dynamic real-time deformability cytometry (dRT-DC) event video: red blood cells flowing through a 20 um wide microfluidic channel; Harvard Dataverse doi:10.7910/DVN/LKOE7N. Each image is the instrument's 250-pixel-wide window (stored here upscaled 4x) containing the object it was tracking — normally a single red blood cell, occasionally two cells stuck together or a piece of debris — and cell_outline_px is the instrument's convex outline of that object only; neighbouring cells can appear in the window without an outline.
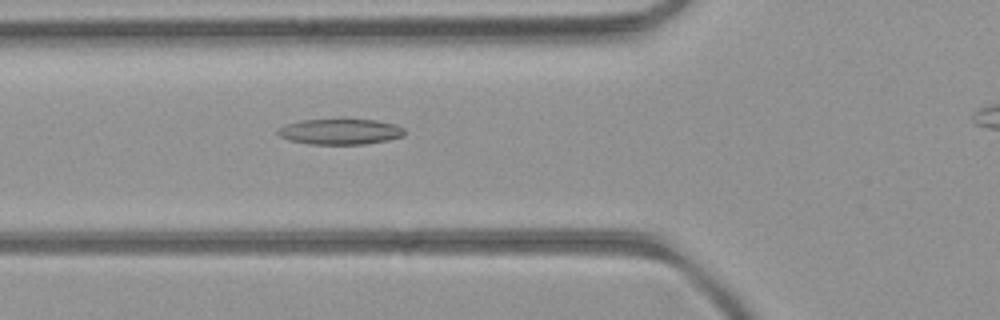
{"species": "common noctule bat (a hibernating species)", "species_latin": "Nyctalus noctula", "temperature_condition": "room temperature", "stored_images_in_passage": 45, "camera_frame_rate_fps": 3000, "um_per_image_px": 0.085, "animal": {"sex": "female", "body_mass_g": 21.9}, "frame": {"image": 1, "passage_image": 19, "time_ms": 6.0, "image_size_px": [1000, 320], "cell_outline_px": [[404, 136], [388, 140], [364, 144], [308, 144], [288, 140], [280, 136], [276, 132], [280, 128], [288, 124], [300, 120], [376, 120], [396, 124], [404, 128]], "centroid_in_image_um": [28.94, 11.2], "position_along_channel_um": 96.9, "area_um2": 18.79}}
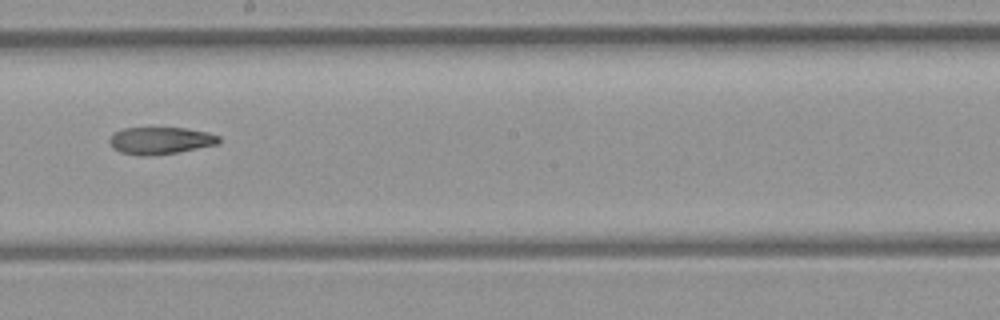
{"frame": {"image": 2, "passage_image": 29, "time_ms": 9.333, "image_size_px": [1000, 320], "cell_outline_px": [[220, 140], [216, 144], [176, 152], [144, 156], [140, 156], [120, 152], [112, 148], [108, 140], [116, 132], [124, 128], [188, 128], [208, 132], [220, 136]], "centroid_in_image_um": [13.62, 11.94], "position_along_channel_um": 234.6, "area_um2": 17.11}}
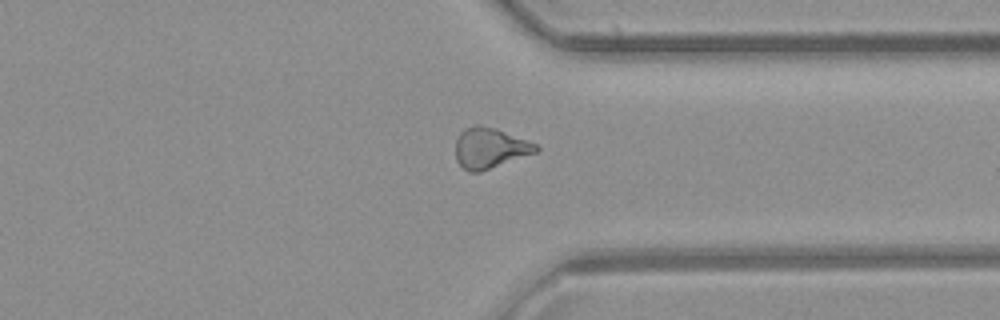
{"frame": {"image": 3, "passage_image": 39, "time_ms": 12.667, "image_size_px": [1000, 320], "cell_outline_px": [[540, 148], [536, 152], [480, 172], [468, 172], [456, 160], [456, 140], [460, 132], [464, 128], [472, 124], [480, 124], [496, 128], [536, 144]], "centroid_in_image_um": [41.61, 12.56], "position_along_channel_um": 369.8, "area_um2": 18.96}}